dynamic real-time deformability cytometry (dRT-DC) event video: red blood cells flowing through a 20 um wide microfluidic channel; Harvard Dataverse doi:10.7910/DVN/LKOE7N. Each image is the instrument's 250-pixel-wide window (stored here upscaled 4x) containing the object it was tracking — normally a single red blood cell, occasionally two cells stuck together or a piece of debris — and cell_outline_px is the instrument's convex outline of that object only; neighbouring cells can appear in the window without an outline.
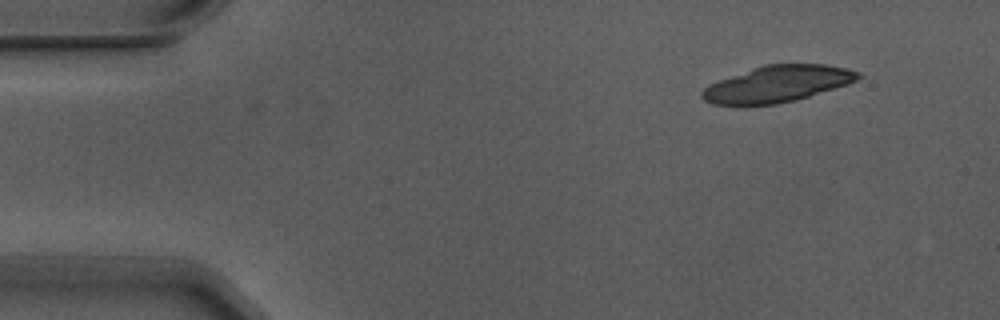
{"species": "Egyptian fruit bat (a non-hibernating species)", "species_latin": "Rousettus aegyptiacus", "temperature_condition": "warm", "stored_images_in_passage": 5, "camera_frame_rate_fps": 3000, "um_per_image_px": 0.085, "animal": {"sex": "male"}, "frame": {"image": 1, "passage_image": 5, "time_ms": 1.333, "image_size_px": [1000, 320], "cell_outline_px": [[864, 76], [848, 84], [796, 100], [776, 104], [712, 104], [704, 100], [700, 96], [700, 92], [704, 88], [720, 80], [764, 64], [824, 64], [848, 68], [860, 72]], "centroid_in_image_um": [66.13, 7.12], "position_along_channel_um": 18.9, "area_um2": 32.77}}